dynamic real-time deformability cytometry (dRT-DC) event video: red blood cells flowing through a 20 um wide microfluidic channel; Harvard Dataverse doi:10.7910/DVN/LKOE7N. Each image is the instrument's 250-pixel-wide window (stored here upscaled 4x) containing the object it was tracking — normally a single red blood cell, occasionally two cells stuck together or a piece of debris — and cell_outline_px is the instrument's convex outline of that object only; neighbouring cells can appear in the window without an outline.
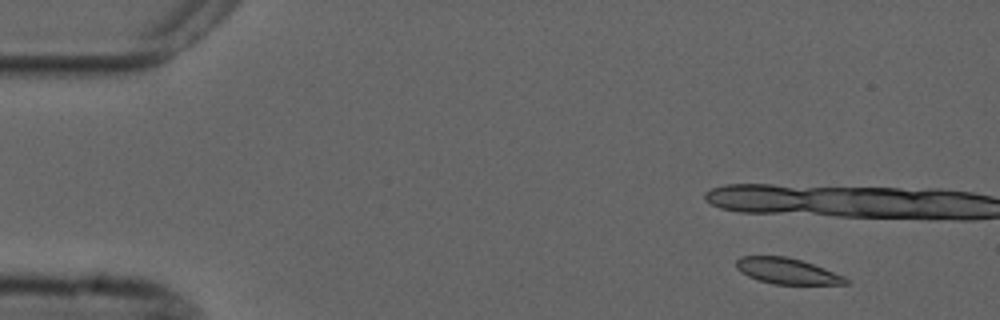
{"species": "common noctule bat (a hibernating species)", "species_latin": "Nyctalus noctula", "temperature_condition": "cold", "stored_images_in_passage": 5, "camera_frame_rate_fps": 3000, "um_per_image_px": 0.085, "animal": {"sex": "male", "forearm_length_mm": 52.5}, "frame": {"image": 1, "passage_image": 2, "time_ms": 1.0, "image_size_px": [1000, 320], "cell_outline_px": [[848, 284], [772, 284], [748, 276], [740, 272], [736, 268], [736, 260], [740, 256], [788, 256], [824, 268], [844, 276], [848, 280]], "centroid_in_image_um": [66.87, 23.03], "position_along_channel_um": 18.1, "area_um2": 16.42}}